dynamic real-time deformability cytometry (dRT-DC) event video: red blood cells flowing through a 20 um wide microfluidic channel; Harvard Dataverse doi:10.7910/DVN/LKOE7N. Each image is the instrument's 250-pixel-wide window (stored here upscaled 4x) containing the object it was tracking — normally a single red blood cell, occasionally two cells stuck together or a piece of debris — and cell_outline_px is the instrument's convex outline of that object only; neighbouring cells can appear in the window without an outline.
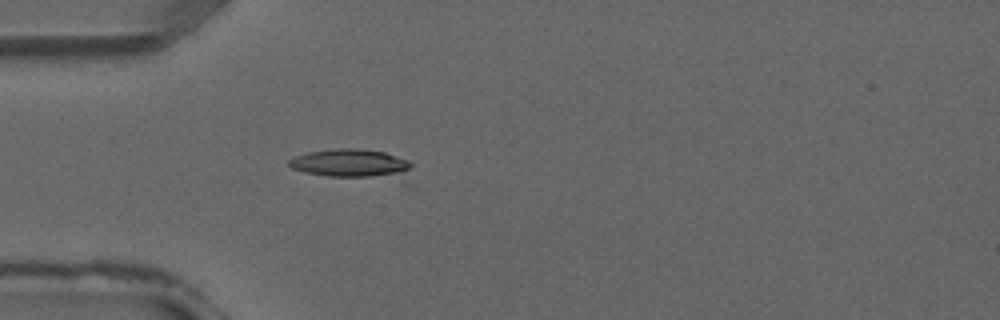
{"species": "common noctule bat (a hibernating species)", "species_latin": "Nyctalus noctula", "temperature_condition": "warm", "stored_images_in_passage": 4, "camera_frame_rate_fps": 3000, "um_per_image_px": 0.085, "animal": {"sex": "male", "forearm_length_mm": 52.5}, "frame": {"image": 1, "passage_image": 4, "time_ms": 1.0, "image_size_px": [1000, 320], "cell_outline_px": [[412, 168], [408, 184], [404, 184], [328, 176], [304, 172], [292, 168], [288, 164], [288, 160], [292, 156], [308, 152], [336, 148], [356, 148], [384, 152], [408, 160], [412, 164]], "centroid_in_image_um": [30.12, 14.01], "position_along_channel_um": 54.9, "area_um2": 22.77}}